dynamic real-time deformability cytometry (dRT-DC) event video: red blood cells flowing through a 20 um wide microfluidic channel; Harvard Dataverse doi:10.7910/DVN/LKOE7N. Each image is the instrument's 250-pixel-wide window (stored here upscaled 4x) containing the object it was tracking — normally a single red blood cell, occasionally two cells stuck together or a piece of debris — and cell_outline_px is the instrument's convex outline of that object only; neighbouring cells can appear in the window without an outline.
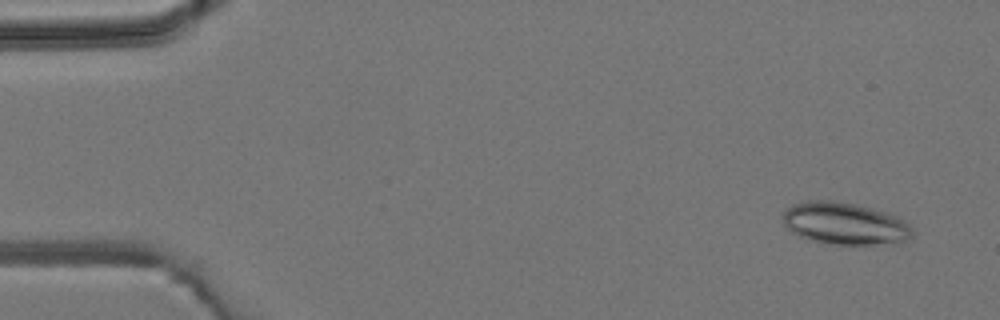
{"species": "common noctule bat (a hibernating species)", "species_latin": "Nyctalus noctula", "temperature_condition": "room temperature", "stored_images_in_passage": 4, "camera_frame_rate_fps": 3000, "um_per_image_px": 0.085, "animal": {"sex": "male", "body_mass_g": 19.2, "forearm_length_mm": 51.8}, "frame": {"image": 1, "passage_image": 1, "time_ms": 0.0, "image_size_px": [1000, 320], "cell_outline_px": [[912, 236], [908, 240], [876, 244], [832, 244], [808, 240], [792, 232], [784, 224], [784, 212], [792, 204], [800, 200], [836, 200], [856, 204], [872, 208], [896, 216], [908, 224], [912, 228]], "centroid_in_image_um": [71.76, 18.98], "position_along_channel_um": 13.2, "area_um2": 31.73}}
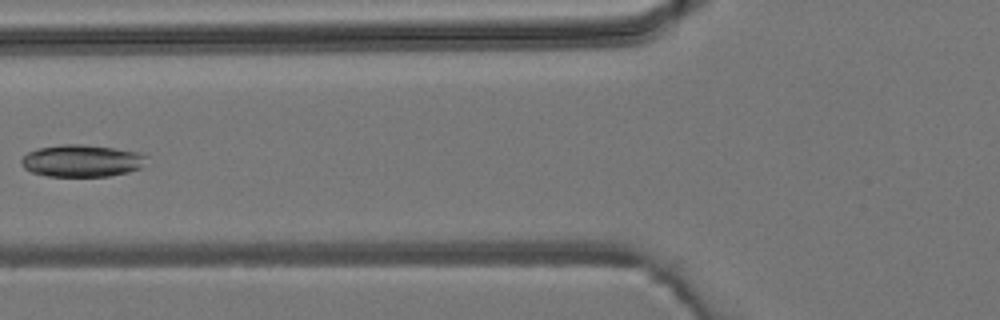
{"frame": {"image": 2, "passage_image": 4, "time_ms": 5.333, "image_size_px": [1000, 320], "cell_outline_px": [[148, 156], [140, 168], [128, 172], [108, 176], [48, 176], [32, 172], [24, 168], [20, 164], [20, 160], [28, 152], [36, 148], [64, 144], [84, 144], [140, 152]], "centroid_in_image_um": [6.93, 13.66], "position_along_channel_um": 118.9, "area_um2": 23.47}}